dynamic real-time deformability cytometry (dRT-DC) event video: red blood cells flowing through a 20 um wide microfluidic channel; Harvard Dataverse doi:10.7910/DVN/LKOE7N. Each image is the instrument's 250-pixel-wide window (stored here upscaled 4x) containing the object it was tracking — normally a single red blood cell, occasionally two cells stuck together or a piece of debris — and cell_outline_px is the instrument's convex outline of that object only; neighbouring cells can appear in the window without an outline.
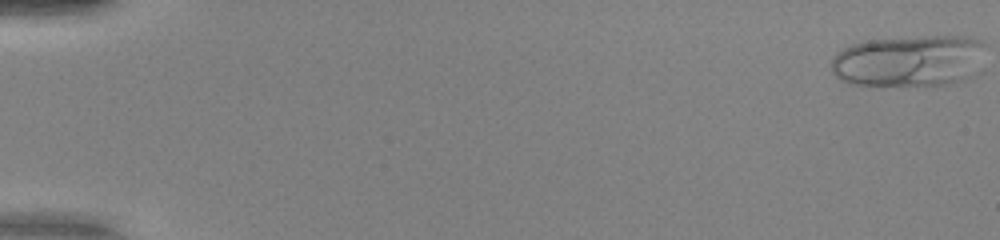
{"species": "human", "species_latin": "Homo sapiens", "temperature_condition": "warm", "stored_images_in_passage": 51, "camera_frame_rate_fps": 3000, "um_per_image_px": 0.085, "donor": {"sex": "female"}, "frame": {"image": 1, "passage_image": 1, "time_ms": 0.0, "image_size_px": [1000, 240], "cell_outline_px": [[984, 72], [972, 80], [956, 84], [848, 84], [840, 80], [832, 72], [832, 56], [836, 52], [852, 44], [868, 40], [924, 36], [968, 36], [980, 40], [984, 44]], "centroid_in_image_um": [77.42, 5.18], "position_along_channel_um": 7.6, "area_um2": 47.45}}